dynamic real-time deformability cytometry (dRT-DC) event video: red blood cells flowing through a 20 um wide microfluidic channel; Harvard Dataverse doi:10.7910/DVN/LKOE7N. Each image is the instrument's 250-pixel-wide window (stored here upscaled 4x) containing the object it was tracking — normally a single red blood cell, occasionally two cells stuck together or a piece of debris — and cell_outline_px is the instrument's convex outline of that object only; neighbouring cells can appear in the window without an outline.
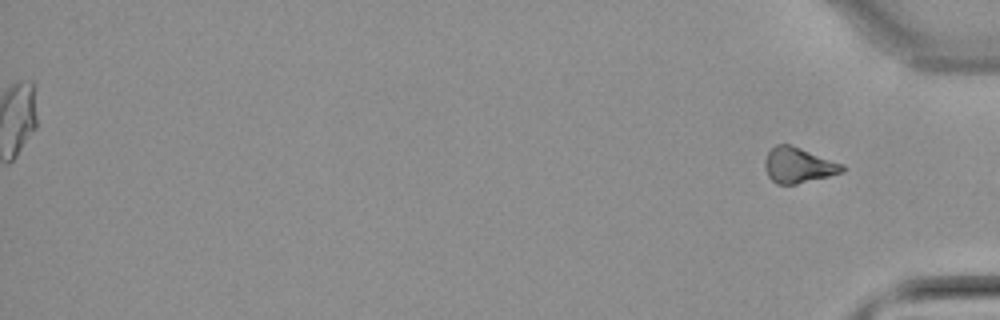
{"species": "common noctule bat (a hibernating species)", "species_latin": "Nyctalus noctula", "temperature_condition": "warm", "stored_images_in_passage": 40, "segment_of_instrument_passage": [2, 2], "camera_frame_rate_fps": 3000, "um_per_image_px": 0.085, "animal": {"sex": "male", "body_mass_g": 21.5, "forearm_length_mm": 52.0}, "frame": {"image": 1, "passage_image": 40, "time_ms": 13.0, "image_size_px": [1000, 320], "cell_outline_px": [[848, 168], [844, 172], [796, 184], [776, 184], [768, 176], [764, 168], [764, 160], [768, 152], [776, 144], [788, 144], [800, 148], [844, 164]], "centroid_in_image_um": [67.87, 14.05], "position_along_channel_um": 367.3, "area_um2": 16.01}}